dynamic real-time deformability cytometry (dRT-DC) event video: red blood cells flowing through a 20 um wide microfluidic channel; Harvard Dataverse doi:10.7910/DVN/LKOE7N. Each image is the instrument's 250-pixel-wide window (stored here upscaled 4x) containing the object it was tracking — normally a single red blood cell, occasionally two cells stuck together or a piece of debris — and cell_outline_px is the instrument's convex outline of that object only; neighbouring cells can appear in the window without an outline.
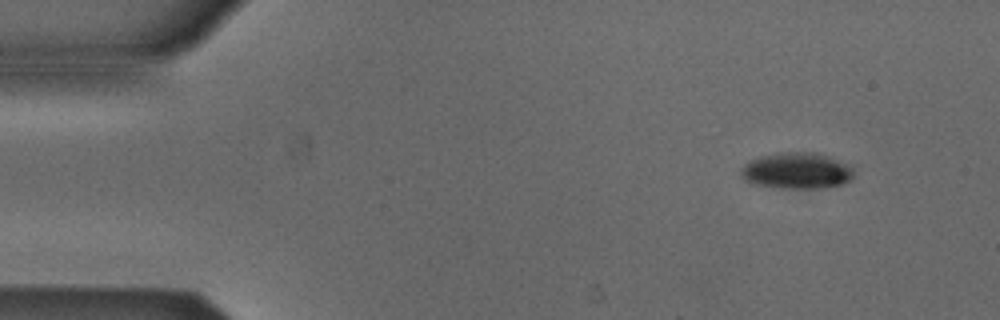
{"species": "Egyptian fruit bat (a non-hibernating species)", "species_latin": "Rousettus aegyptiacus", "temperature_condition": "cold", "stored_images_in_passage": 48, "camera_frame_rate_fps": 3000, "um_per_image_px": 0.085, "animal": {"sex": "male"}, "frame": {"image": 1, "passage_image": 1, "time_ms": 0.0, "image_size_px": [1000, 320], "cell_outline_px": [[852, 176], [848, 180], [840, 184], [824, 188], [780, 188], [752, 184], [744, 180], [740, 176], [740, 168], [748, 160], [760, 156], [780, 152], [812, 152], [828, 156], [852, 168]], "centroid_in_image_um": [67.61, 14.51], "position_along_channel_um": 17.4, "area_um2": 23.76}}
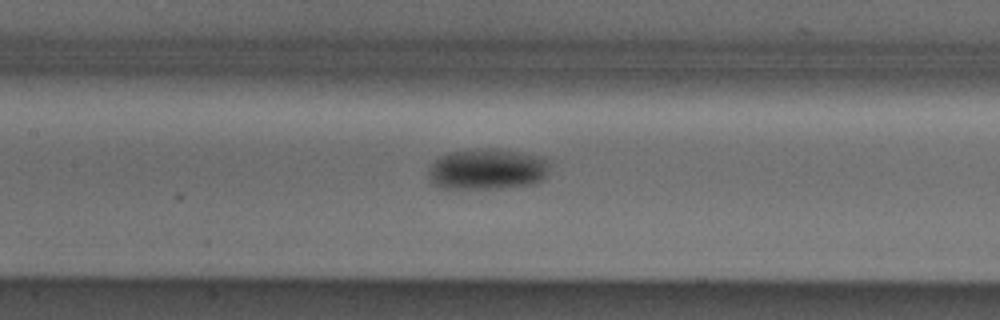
{"frame": {"image": 2, "passage_image": 20, "time_ms": 6.333, "image_size_px": [1000, 320], "cell_outline_px": [[548, 172], [540, 180], [528, 184], [496, 188], [440, 188], [432, 184], [428, 176], [428, 172], [432, 164], [440, 156], [448, 152], [488, 148], [496, 148], [520, 152], [536, 156], [548, 160]], "centroid_in_image_um": [41.36, 14.37], "position_along_channel_um": 166.0, "area_um2": 28.55}}
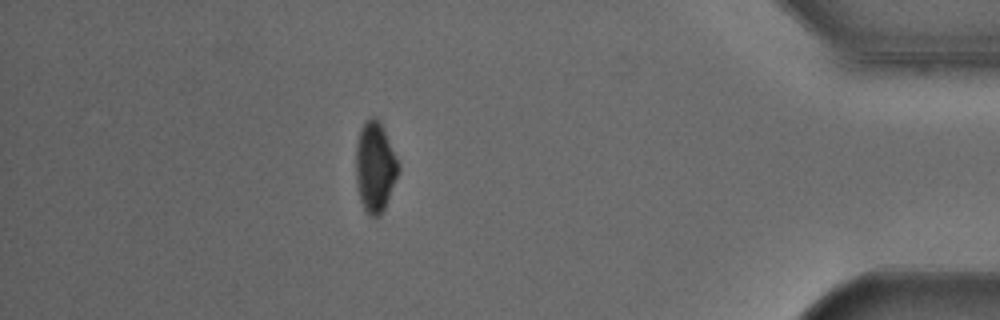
{"frame": {"image": 3, "passage_image": 42, "time_ms": 13.667, "image_size_px": [1000, 320], "cell_outline_px": [[400, 168], [384, 208], [380, 216], [368, 216], [360, 200], [356, 184], [356, 140], [360, 128], [364, 120], [372, 116], [376, 116], [380, 120], [384, 128], [396, 156]], "centroid_in_image_um": [31.86, 14.13], "position_along_channel_um": 403.3, "area_um2": 22.54}, "authors_computed_cell_mechanics": {"area_um2": 25.3453, "velocity_mm_per_s": 3.8933, "shape_relaxation_time_tau1_ms": 3.7365, "shape_relaxation_time_tau2_ms": null, "deformation_change_tau1": 0.0991, "deformation_change_tau2": null}}